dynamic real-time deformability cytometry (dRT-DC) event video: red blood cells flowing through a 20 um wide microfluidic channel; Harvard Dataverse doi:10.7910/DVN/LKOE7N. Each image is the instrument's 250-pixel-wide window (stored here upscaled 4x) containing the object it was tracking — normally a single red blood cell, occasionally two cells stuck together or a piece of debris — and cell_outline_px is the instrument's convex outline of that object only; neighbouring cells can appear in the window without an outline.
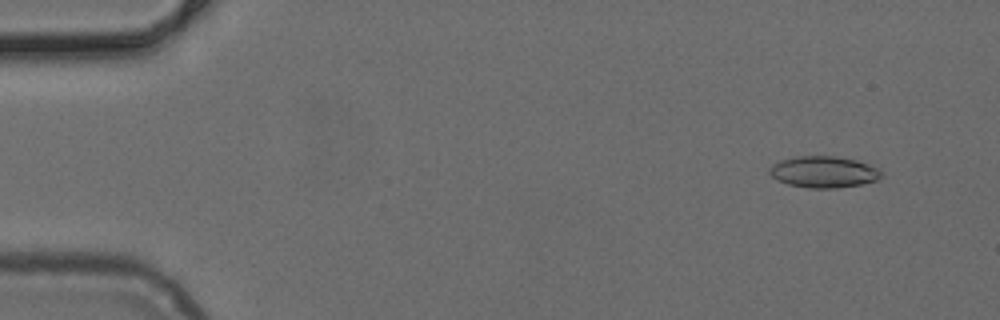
{"species": "common noctule bat (a hibernating species)", "species_latin": "Nyctalus noctula", "temperature_condition": "cold", "stored_images_in_passage": 50, "camera_frame_rate_fps": 3000, "um_per_image_px": 0.085, "animal": {"sex": "female", "body_mass_g": 24.6, "forearm_length_mm": 56.2}, "frame": {"image": 1, "passage_image": 4, "time_ms": 1.0, "image_size_px": [1000, 320], "cell_outline_px": [[884, 176], [880, 180], [860, 184], [836, 188], [808, 188], [788, 184], [776, 180], [768, 172], [768, 168], [772, 164], [780, 160], [796, 156], [836, 156], [856, 160], [880, 168], [884, 172]], "centroid_in_image_um": [70.04, 14.61], "position_along_channel_um": 15.0, "area_um2": 20.87}}
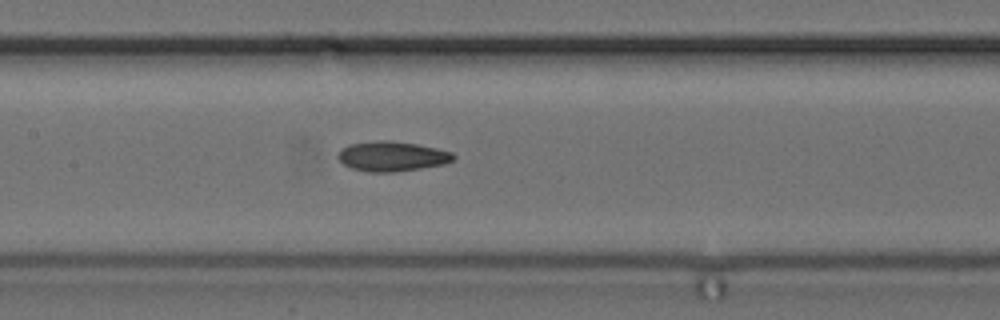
{"frame": {"image": 2, "passage_image": 24, "time_ms": 7.667, "image_size_px": [1000, 320], "cell_outline_px": [[456, 156], [452, 160], [444, 164], [420, 168], [392, 172], [368, 172], [352, 168], [344, 164], [336, 156], [340, 148], [348, 144], [380, 140], [388, 140], [416, 144], [436, 148], [452, 152]], "centroid_in_image_um": [33.28, 13.28], "position_along_channel_um": 174.1, "area_um2": 20.06}}
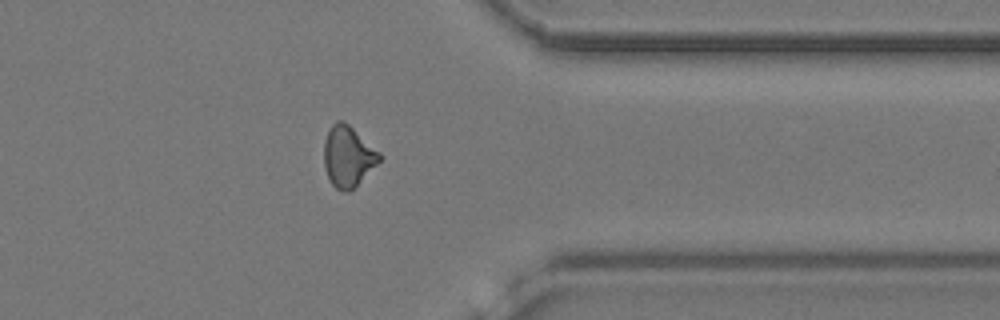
{"frame": {"image": 3, "passage_image": 40, "time_ms": 13.0, "image_size_px": [1000, 320], "cell_outline_px": [[384, 156], [348, 192], [336, 188], [332, 184], [324, 168], [324, 140], [328, 128], [336, 120], [344, 120], [380, 152]], "centroid_in_image_um": [29.55, 13.23], "position_along_channel_um": 381.8, "area_um2": 19.48}}